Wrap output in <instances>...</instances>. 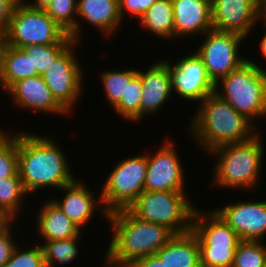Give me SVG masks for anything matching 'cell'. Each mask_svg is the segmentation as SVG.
<instances>
[{
    "label": "cell",
    "mask_w": 266,
    "mask_h": 267,
    "mask_svg": "<svg viewBox=\"0 0 266 267\" xmlns=\"http://www.w3.org/2000/svg\"><path fill=\"white\" fill-rule=\"evenodd\" d=\"M24 132L17 133L18 173L29 195L47 187L61 189L76 180L68 155L55 138Z\"/></svg>",
    "instance_id": "cell-1"
},
{
    "label": "cell",
    "mask_w": 266,
    "mask_h": 267,
    "mask_svg": "<svg viewBox=\"0 0 266 267\" xmlns=\"http://www.w3.org/2000/svg\"><path fill=\"white\" fill-rule=\"evenodd\" d=\"M112 238L104 259L107 267H127L138 258L155 255L174 234L165 226L138 218L129 208L112 211Z\"/></svg>",
    "instance_id": "cell-2"
},
{
    "label": "cell",
    "mask_w": 266,
    "mask_h": 267,
    "mask_svg": "<svg viewBox=\"0 0 266 267\" xmlns=\"http://www.w3.org/2000/svg\"><path fill=\"white\" fill-rule=\"evenodd\" d=\"M198 105L189 132L207 152L220 145L248 141L258 133L247 118L215 93Z\"/></svg>",
    "instance_id": "cell-3"
},
{
    "label": "cell",
    "mask_w": 266,
    "mask_h": 267,
    "mask_svg": "<svg viewBox=\"0 0 266 267\" xmlns=\"http://www.w3.org/2000/svg\"><path fill=\"white\" fill-rule=\"evenodd\" d=\"M259 134L260 132L248 141L220 145L208 152L218 159L213 165L211 186L253 190L259 185L265 152Z\"/></svg>",
    "instance_id": "cell-4"
},
{
    "label": "cell",
    "mask_w": 266,
    "mask_h": 267,
    "mask_svg": "<svg viewBox=\"0 0 266 267\" xmlns=\"http://www.w3.org/2000/svg\"><path fill=\"white\" fill-rule=\"evenodd\" d=\"M215 94L258 129L255 118L266 117V70L247 59L215 84Z\"/></svg>",
    "instance_id": "cell-5"
},
{
    "label": "cell",
    "mask_w": 266,
    "mask_h": 267,
    "mask_svg": "<svg viewBox=\"0 0 266 267\" xmlns=\"http://www.w3.org/2000/svg\"><path fill=\"white\" fill-rule=\"evenodd\" d=\"M129 209L138 218L165 226L179 235L191 231L196 207L185 191H144Z\"/></svg>",
    "instance_id": "cell-6"
},
{
    "label": "cell",
    "mask_w": 266,
    "mask_h": 267,
    "mask_svg": "<svg viewBox=\"0 0 266 267\" xmlns=\"http://www.w3.org/2000/svg\"><path fill=\"white\" fill-rule=\"evenodd\" d=\"M191 230L198 238L200 267L232 266L242 240L214 209L203 213L196 208Z\"/></svg>",
    "instance_id": "cell-7"
},
{
    "label": "cell",
    "mask_w": 266,
    "mask_h": 267,
    "mask_svg": "<svg viewBox=\"0 0 266 267\" xmlns=\"http://www.w3.org/2000/svg\"><path fill=\"white\" fill-rule=\"evenodd\" d=\"M73 39L44 11L19 1L4 34V43L15 48L28 45L70 44Z\"/></svg>",
    "instance_id": "cell-8"
},
{
    "label": "cell",
    "mask_w": 266,
    "mask_h": 267,
    "mask_svg": "<svg viewBox=\"0 0 266 267\" xmlns=\"http://www.w3.org/2000/svg\"><path fill=\"white\" fill-rule=\"evenodd\" d=\"M146 172V154L132 156L116 163L102 185V207L108 213L129 208L144 192Z\"/></svg>",
    "instance_id": "cell-9"
},
{
    "label": "cell",
    "mask_w": 266,
    "mask_h": 267,
    "mask_svg": "<svg viewBox=\"0 0 266 267\" xmlns=\"http://www.w3.org/2000/svg\"><path fill=\"white\" fill-rule=\"evenodd\" d=\"M77 44L78 41H72L42 75L52 96L70 115L71 111H74V103L76 105V102L80 101L84 88L83 68L74 51Z\"/></svg>",
    "instance_id": "cell-10"
},
{
    "label": "cell",
    "mask_w": 266,
    "mask_h": 267,
    "mask_svg": "<svg viewBox=\"0 0 266 267\" xmlns=\"http://www.w3.org/2000/svg\"><path fill=\"white\" fill-rule=\"evenodd\" d=\"M204 36V41L195 52L202 59L215 84L247 61L248 57L239 55L244 37L215 29L209 30Z\"/></svg>",
    "instance_id": "cell-11"
},
{
    "label": "cell",
    "mask_w": 266,
    "mask_h": 267,
    "mask_svg": "<svg viewBox=\"0 0 266 267\" xmlns=\"http://www.w3.org/2000/svg\"><path fill=\"white\" fill-rule=\"evenodd\" d=\"M169 68L172 92L185 100L200 104L206 97L215 93V83L210 79L202 59L193 52L178 59L175 64L163 59Z\"/></svg>",
    "instance_id": "cell-12"
},
{
    "label": "cell",
    "mask_w": 266,
    "mask_h": 267,
    "mask_svg": "<svg viewBox=\"0 0 266 267\" xmlns=\"http://www.w3.org/2000/svg\"><path fill=\"white\" fill-rule=\"evenodd\" d=\"M174 146L173 141L165 139L153 155L146 153L144 191H185V172Z\"/></svg>",
    "instance_id": "cell-13"
},
{
    "label": "cell",
    "mask_w": 266,
    "mask_h": 267,
    "mask_svg": "<svg viewBox=\"0 0 266 267\" xmlns=\"http://www.w3.org/2000/svg\"><path fill=\"white\" fill-rule=\"evenodd\" d=\"M261 21L257 0H212V29L246 37Z\"/></svg>",
    "instance_id": "cell-14"
},
{
    "label": "cell",
    "mask_w": 266,
    "mask_h": 267,
    "mask_svg": "<svg viewBox=\"0 0 266 267\" xmlns=\"http://www.w3.org/2000/svg\"><path fill=\"white\" fill-rule=\"evenodd\" d=\"M234 203L214 210L241 240L263 242L266 235V200Z\"/></svg>",
    "instance_id": "cell-15"
},
{
    "label": "cell",
    "mask_w": 266,
    "mask_h": 267,
    "mask_svg": "<svg viewBox=\"0 0 266 267\" xmlns=\"http://www.w3.org/2000/svg\"><path fill=\"white\" fill-rule=\"evenodd\" d=\"M13 104L22 110L69 116L70 114L55 100L43 76L36 75L18 80L7 90Z\"/></svg>",
    "instance_id": "cell-16"
},
{
    "label": "cell",
    "mask_w": 266,
    "mask_h": 267,
    "mask_svg": "<svg viewBox=\"0 0 266 267\" xmlns=\"http://www.w3.org/2000/svg\"><path fill=\"white\" fill-rule=\"evenodd\" d=\"M62 190L65 192V196L62 200L57 198H52L51 200L81 229L82 226L85 227V224H88V222L93 219L92 215L95 213L93 211H96V209L98 210V208L102 211L101 215L103 214L107 219L109 213L104 207L100 206L103 204L101 195L96 198V194H94L92 190L90 191L81 179H76L74 182L63 186L61 188V191ZM98 203H100V205Z\"/></svg>",
    "instance_id": "cell-17"
},
{
    "label": "cell",
    "mask_w": 266,
    "mask_h": 267,
    "mask_svg": "<svg viewBox=\"0 0 266 267\" xmlns=\"http://www.w3.org/2000/svg\"><path fill=\"white\" fill-rule=\"evenodd\" d=\"M148 67L144 72L138 70L142 84L140 120L147 114L159 112L165 102L169 101L170 96H173L168 66L162 60L157 59Z\"/></svg>",
    "instance_id": "cell-18"
},
{
    "label": "cell",
    "mask_w": 266,
    "mask_h": 267,
    "mask_svg": "<svg viewBox=\"0 0 266 267\" xmlns=\"http://www.w3.org/2000/svg\"><path fill=\"white\" fill-rule=\"evenodd\" d=\"M174 38H189L212 29V1L172 0Z\"/></svg>",
    "instance_id": "cell-19"
},
{
    "label": "cell",
    "mask_w": 266,
    "mask_h": 267,
    "mask_svg": "<svg viewBox=\"0 0 266 267\" xmlns=\"http://www.w3.org/2000/svg\"><path fill=\"white\" fill-rule=\"evenodd\" d=\"M77 17L110 38L120 29L119 0H77Z\"/></svg>",
    "instance_id": "cell-20"
},
{
    "label": "cell",
    "mask_w": 266,
    "mask_h": 267,
    "mask_svg": "<svg viewBox=\"0 0 266 267\" xmlns=\"http://www.w3.org/2000/svg\"><path fill=\"white\" fill-rule=\"evenodd\" d=\"M36 217L37 232L40 233L39 236L41 235L43 241L68 239L82 235L81 228L50 199L41 206Z\"/></svg>",
    "instance_id": "cell-21"
},
{
    "label": "cell",
    "mask_w": 266,
    "mask_h": 267,
    "mask_svg": "<svg viewBox=\"0 0 266 267\" xmlns=\"http://www.w3.org/2000/svg\"><path fill=\"white\" fill-rule=\"evenodd\" d=\"M155 255L166 267H200V247L192 230L174 235Z\"/></svg>",
    "instance_id": "cell-22"
},
{
    "label": "cell",
    "mask_w": 266,
    "mask_h": 267,
    "mask_svg": "<svg viewBox=\"0 0 266 267\" xmlns=\"http://www.w3.org/2000/svg\"><path fill=\"white\" fill-rule=\"evenodd\" d=\"M38 75L30 56L22 49L3 44L0 49V86L6 91L18 80Z\"/></svg>",
    "instance_id": "cell-23"
},
{
    "label": "cell",
    "mask_w": 266,
    "mask_h": 267,
    "mask_svg": "<svg viewBox=\"0 0 266 267\" xmlns=\"http://www.w3.org/2000/svg\"><path fill=\"white\" fill-rule=\"evenodd\" d=\"M141 28L163 40L174 38V16L172 0H156L138 19Z\"/></svg>",
    "instance_id": "cell-24"
},
{
    "label": "cell",
    "mask_w": 266,
    "mask_h": 267,
    "mask_svg": "<svg viewBox=\"0 0 266 267\" xmlns=\"http://www.w3.org/2000/svg\"><path fill=\"white\" fill-rule=\"evenodd\" d=\"M73 41H80V19L77 16V0H53L44 10Z\"/></svg>",
    "instance_id": "cell-25"
},
{
    "label": "cell",
    "mask_w": 266,
    "mask_h": 267,
    "mask_svg": "<svg viewBox=\"0 0 266 267\" xmlns=\"http://www.w3.org/2000/svg\"><path fill=\"white\" fill-rule=\"evenodd\" d=\"M79 236L61 239V240H51L44 241L41 245L43 251V257L45 262V267H55V265L70 263L79 254Z\"/></svg>",
    "instance_id": "cell-26"
},
{
    "label": "cell",
    "mask_w": 266,
    "mask_h": 267,
    "mask_svg": "<svg viewBox=\"0 0 266 267\" xmlns=\"http://www.w3.org/2000/svg\"><path fill=\"white\" fill-rule=\"evenodd\" d=\"M27 195L29 196L20 177L0 179V210L8 213L15 220L18 219L19 212L23 208L22 203Z\"/></svg>",
    "instance_id": "cell-27"
},
{
    "label": "cell",
    "mask_w": 266,
    "mask_h": 267,
    "mask_svg": "<svg viewBox=\"0 0 266 267\" xmlns=\"http://www.w3.org/2000/svg\"><path fill=\"white\" fill-rule=\"evenodd\" d=\"M142 84L141 77L137 73L128 84L124 95H121L119 102L113 107L117 115L130 122L140 121V103H141Z\"/></svg>",
    "instance_id": "cell-28"
},
{
    "label": "cell",
    "mask_w": 266,
    "mask_h": 267,
    "mask_svg": "<svg viewBox=\"0 0 266 267\" xmlns=\"http://www.w3.org/2000/svg\"><path fill=\"white\" fill-rule=\"evenodd\" d=\"M138 73V70L135 68L132 69H115L107 70L101 72V82L104 87V93L106 101L109 102L111 107H114L119 100L121 95H124L126 90V84Z\"/></svg>",
    "instance_id": "cell-29"
},
{
    "label": "cell",
    "mask_w": 266,
    "mask_h": 267,
    "mask_svg": "<svg viewBox=\"0 0 266 267\" xmlns=\"http://www.w3.org/2000/svg\"><path fill=\"white\" fill-rule=\"evenodd\" d=\"M9 134L0 128V179L20 177L18 173L17 132L15 135Z\"/></svg>",
    "instance_id": "cell-30"
},
{
    "label": "cell",
    "mask_w": 266,
    "mask_h": 267,
    "mask_svg": "<svg viewBox=\"0 0 266 267\" xmlns=\"http://www.w3.org/2000/svg\"><path fill=\"white\" fill-rule=\"evenodd\" d=\"M265 261L266 244L242 240L236 248L231 267H264Z\"/></svg>",
    "instance_id": "cell-31"
},
{
    "label": "cell",
    "mask_w": 266,
    "mask_h": 267,
    "mask_svg": "<svg viewBox=\"0 0 266 267\" xmlns=\"http://www.w3.org/2000/svg\"><path fill=\"white\" fill-rule=\"evenodd\" d=\"M69 44H51V45H28L21 49L31 58L33 70L38 71V75H43L52 61Z\"/></svg>",
    "instance_id": "cell-32"
},
{
    "label": "cell",
    "mask_w": 266,
    "mask_h": 267,
    "mask_svg": "<svg viewBox=\"0 0 266 267\" xmlns=\"http://www.w3.org/2000/svg\"><path fill=\"white\" fill-rule=\"evenodd\" d=\"M33 246L24 248V250L16 246L3 267H45L41 245L35 242Z\"/></svg>",
    "instance_id": "cell-33"
},
{
    "label": "cell",
    "mask_w": 266,
    "mask_h": 267,
    "mask_svg": "<svg viewBox=\"0 0 266 267\" xmlns=\"http://www.w3.org/2000/svg\"><path fill=\"white\" fill-rule=\"evenodd\" d=\"M156 0H119V12L122 20L128 12L139 19ZM127 12V13H126Z\"/></svg>",
    "instance_id": "cell-34"
},
{
    "label": "cell",
    "mask_w": 266,
    "mask_h": 267,
    "mask_svg": "<svg viewBox=\"0 0 266 267\" xmlns=\"http://www.w3.org/2000/svg\"><path fill=\"white\" fill-rule=\"evenodd\" d=\"M12 227L13 226L0 236V267L6 264L17 246V241L13 239L15 236L12 235Z\"/></svg>",
    "instance_id": "cell-35"
},
{
    "label": "cell",
    "mask_w": 266,
    "mask_h": 267,
    "mask_svg": "<svg viewBox=\"0 0 266 267\" xmlns=\"http://www.w3.org/2000/svg\"><path fill=\"white\" fill-rule=\"evenodd\" d=\"M19 1L20 0H0V32L3 35L8 28L13 10Z\"/></svg>",
    "instance_id": "cell-36"
},
{
    "label": "cell",
    "mask_w": 266,
    "mask_h": 267,
    "mask_svg": "<svg viewBox=\"0 0 266 267\" xmlns=\"http://www.w3.org/2000/svg\"><path fill=\"white\" fill-rule=\"evenodd\" d=\"M127 267H166L156 255L138 258Z\"/></svg>",
    "instance_id": "cell-37"
},
{
    "label": "cell",
    "mask_w": 266,
    "mask_h": 267,
    "mask_svg": "<svg viewBox=\"0 0 266 267\" xmlns=\"http://www.w3.org/2000/svg\"><path fill=\"white\" fill-rule=\"evenodd\" d=\"M14 218L8 213L0 210V236L3 235L14 224Z\"/></svg>",
    "instance_id": "cell-38"
},
{
    "label": "cell",
    "mask_w": 266,
    "mask_h": 267,
    "mask_svg": "<svg viewBox=\"0 0 266 267\" xmlns=\"http://www.w3.org/2000/svg\"><path fill=\"white\" fill-rule=\"evenodd\" d=\"M22 1L30 8L45 10L53 0H33L32 2Z\"/></svg>",
    "instance_id": "cell-39"
},
{
    "label": "cell",
    "mask_w": 266,
    "mask_h": 267,
    "mask_svg": "<svg viewBox=\"0 0 266 267\" xmlns=\"http://www.w3.org/2000/svg\"><path fill=\"white\" fill-rule=\"evenodd\" d=\"M265 28H266V25H265ZM266 31V29H265ZM264 36L263 38H261V43L259 44L260 45V49H261V53L262 55L266 58V32H264Z\"/></svg>",
    "instance_id": "cell-40"
},
{
    "label": "cell",
    "mask_w": 266,
    "mask_h": 267,
    "mask_svg": "<svg viewBox=\"0 0 266 267\" xmlns=\"http://www.w3.org/2000/svg\"><path fill=\"white\" fill-rule=\"evenodd\" d=\"M261 20L266 25V0L261 4Z\"/></svg>",
    "instance_id": "cell-41"
},
{
    "label": "cell",
    "mask_w": 266,
    "mask_h": 267,
    "mask_svg": "<svg viewBox=\"0 0 266 267\" xmlns=\"http://www.w3.org/2000/svg\"><path fill=\"white\" fill-rule=\"evenodd\" d=\"M4 43V35L0 32V49Z\"/></svg>",
    "instance_id": "cell-42"
},
{
    "label": "cell",
    "mask_w": 266,
    "mask_h": 267,
    "mask_svg": "<svg viewBox=\"0 0 266 267\" xmlns=\"http://www.w3.org/2000/svg\"><path fill=\"white\" fill-rule=\"evenodd\" d=\"M265 0H257V2L261 5Z\"/></svg>",
    "instance_id": "cell-43"
}]
</instances>
